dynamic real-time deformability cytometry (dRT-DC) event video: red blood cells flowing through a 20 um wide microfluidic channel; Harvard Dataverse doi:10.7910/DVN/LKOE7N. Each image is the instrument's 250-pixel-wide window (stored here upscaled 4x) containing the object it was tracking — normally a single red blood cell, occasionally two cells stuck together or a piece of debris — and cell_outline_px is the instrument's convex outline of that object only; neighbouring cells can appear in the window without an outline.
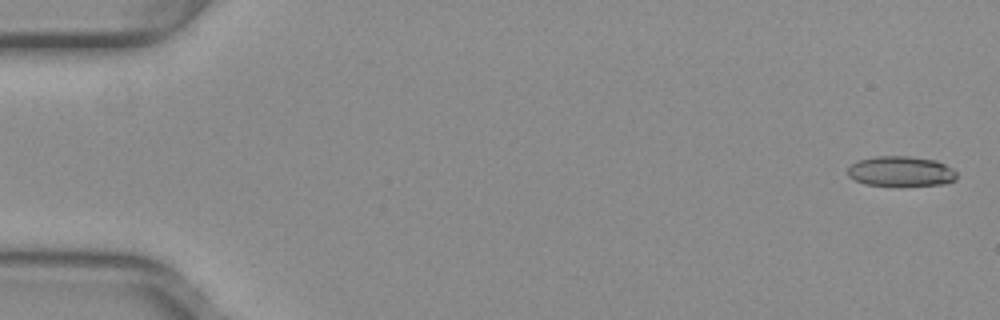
{"species": "common noctule bat (a hibernating species)", "species_latin": "Nyctalus noctula", "temperature_condition": "warm", "stored_images_in_passage": 9, "camera_frame_rate_fps": 3000, "um_per_image_px": 0.085, "animal": {"sex": "female", "body_mass_g": 29.2, "forearm_length_mm": 56.3}, "frame": {"image": 1, "passage_image": 2, "time_ms": 0.333, "image_size_px": [1000, 320], "cell_outline_px": [[956, 180], [944, 184], [864, 184], [848, 176], [848, 168], [852, 164], [860, 160], [876, 156], [908, 156], [936, 160], [952, 168], [956, 172]], "centroid_in_image_um": [76.59, 14.54], "position_along_channel_um": 8.4, "area_um2": 18.61}}